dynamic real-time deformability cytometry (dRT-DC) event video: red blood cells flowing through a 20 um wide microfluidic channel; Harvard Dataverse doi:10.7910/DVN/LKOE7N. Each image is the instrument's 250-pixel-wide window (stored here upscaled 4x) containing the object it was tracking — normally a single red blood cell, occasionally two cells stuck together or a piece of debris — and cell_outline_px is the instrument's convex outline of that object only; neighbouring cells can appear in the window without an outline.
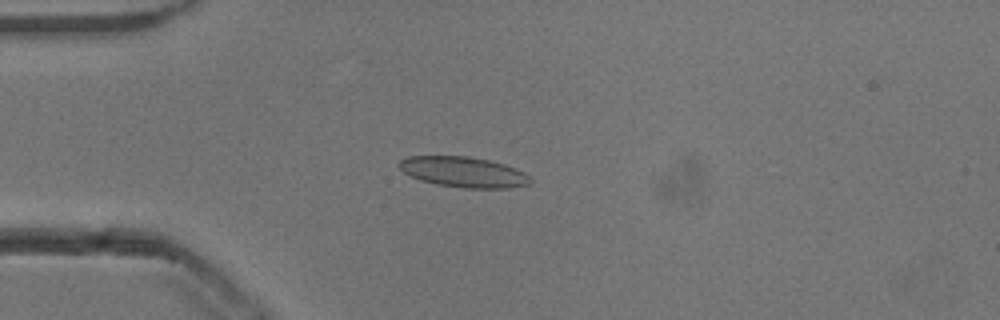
{"species": "common noctule bat (a hibernating species)", "species_latin": "Nyctalus noctula", "temperature_condition": "cold", "stored_images_in_passage": 53, "camera_frame_rate_fps": 3000, "um_per_image_px": 0.085, "animal": {"sex": "male", "body_mass_g": 13.3}, "frame": {"image": 1, "passage_image": 14, "time_ms": 4.333, "image_size_px": [1000, 320], "cell_outline_px": [[532, 180], [528, 184], [508, 188], [464, 188], [436, 184], [420, 180], [404, 172], [400, 168], [400, 160], [408, 156], [468, 156], [488, 160], [504, 164], [516, 168], [524, 172]], "centroid_in_image_um": [39.41, 14.62], "position_along_channel_um": 45.6, "area_um2": 23.12}}
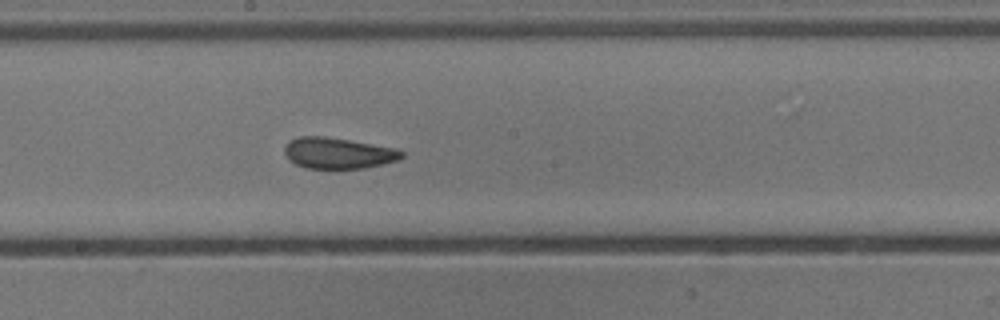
{"frame": {"image": 2, "passage_image": 29, "time_ms": 9.333, "image_size_px": [1000, 320], "cell_outline_px": [[404, 156], [400, 160], [364, 168], [304, 168], [288, 160], [284, 152], [284, 148], [292, 140], [300, 136], [324, 136], [396, 148], [404, 152]], "centroid_in_image_um": [28.76, 13.02], "position_along_channel_um": 219.4, "area_um2": 21.1}}
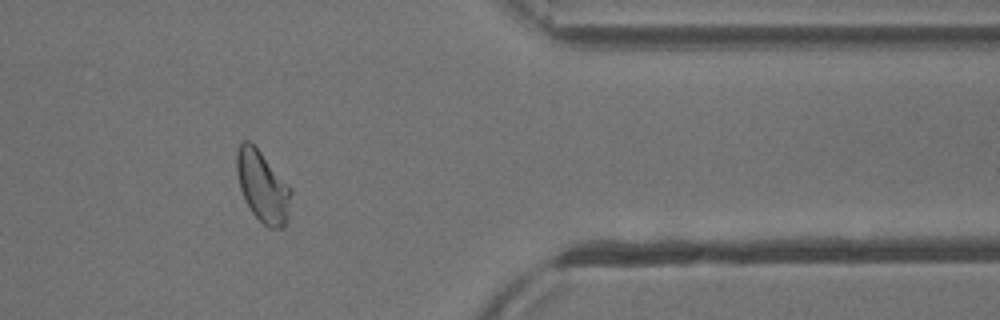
{"frame": {"image": 3, "passage_image": 44, "time_ms": 14.333, "image_size_px": [1000, 320], "cell_outline_px": [[292, 192], [288, 220], [284, 228], [268, 228], [252, 212], [244, 200], [240, 188], [236, 172], [236, 152], [240, 140], [248, 140], [260, 152], [292, 188]], "centroid_in_image_um": [22.32, 15.87], "position_along_channel_um": 389.1, "area_um2": 22.66}, "authors_computed_cell_mechanics": {"area_um2": 22.253, "velocity_mm_per_s": 3.8181, "shape_relaxation_time_tau1_ms": 5.7733, "shape_relaxation_time_tau2_ms": 1.8536, "deformation_change_tau1": 0.1196, "deformation_change_tau2": 0.0757}}